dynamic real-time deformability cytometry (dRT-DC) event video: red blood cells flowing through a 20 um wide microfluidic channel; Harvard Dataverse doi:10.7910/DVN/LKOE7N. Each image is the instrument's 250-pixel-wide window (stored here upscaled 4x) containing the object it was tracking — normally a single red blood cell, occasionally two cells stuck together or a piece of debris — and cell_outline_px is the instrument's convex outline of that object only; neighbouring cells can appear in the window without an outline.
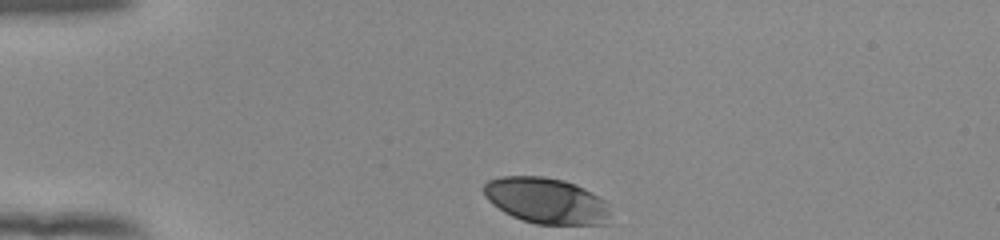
{"species": "human", "species_latin": "Homo sapiens", "temperature_condition": "room temperature", "stored_images_in_passage": 33, "camera_frame_rate_fps": 3000, "um_per_image_px": 0.085, "donor": {"sex": "female"}, "frame": {"image": 1, "passage_image": 1, "time_ms": 0.0, "image_size_px": [1000, 240], "cell_outline_px": [[608, 216], [604, 224], [536, 224], [512, 216], [504, 212], [492, 204], [488, 200], [484, 192], [484, 184], [488, 180], [500, 176], [544, 176], [564, 180], [576, 184], [592, 192], [604, 200], [608, 212]], "centroid_in_image_um": [46.39, 17.04], "position_along_channel_um": 38.6, "area_um2": 33.64}}
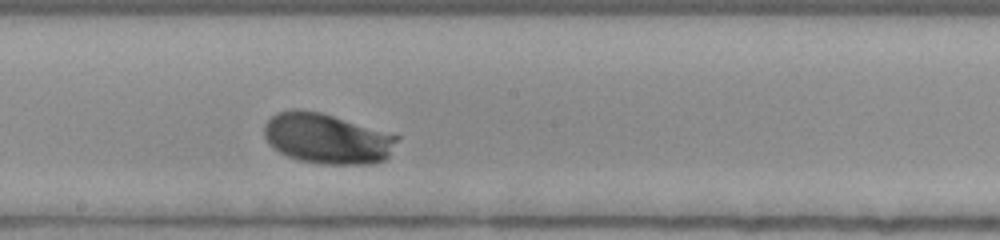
{"frame": {"image": 2, "passage_image": 19, "time_ms": 6.0, "image_size_px": [1000, 240], "cell_outline_px": [[400, 136], [388, 156], [384, 160], [372, 164], [316, 164], [300, 160], [288, 156], [272, 148], [268, 144], [264, 136], [264, 124], [276, 112], [292, 108], [296, 108], [320, 112]], "centroid_in_image_um": [27.75, 11.77], "position_along_channel_um": 220.5, "area_um2": 39.07}}
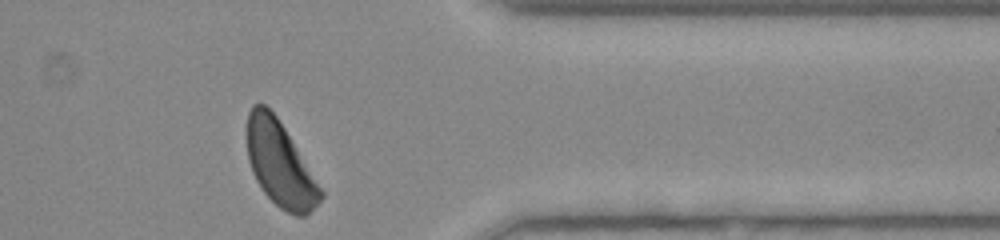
{"frame": {"image": 3, "passage_image": 33, "time_ms": 10.667, "image_size_px": [1000, 240], "cell_outline_px": [[324, 196], [304, 216], [296, 216], [280, 208], [264, 192], [256, 180], [252, 172], [248, 160], [248, 112], [252, 104], [264, 104], [276, 116], [284, 128], [324, 192]], "centroid_in_image_um": [23.79, 13.95], "position_along_channel_um": 387.6, "area_um2": 35.55}, "authors_computed_cell_mechanics": {"area_um2": 36.2406, "velocity_mm_per_s": 3.8194, "shape_relaxation_time_tau1_ms": 2.7998, "shape_relaxation_time_tau2_ms": null, "deformation_change_tau1": 0.1315, "deformation_change_tau2": null}}